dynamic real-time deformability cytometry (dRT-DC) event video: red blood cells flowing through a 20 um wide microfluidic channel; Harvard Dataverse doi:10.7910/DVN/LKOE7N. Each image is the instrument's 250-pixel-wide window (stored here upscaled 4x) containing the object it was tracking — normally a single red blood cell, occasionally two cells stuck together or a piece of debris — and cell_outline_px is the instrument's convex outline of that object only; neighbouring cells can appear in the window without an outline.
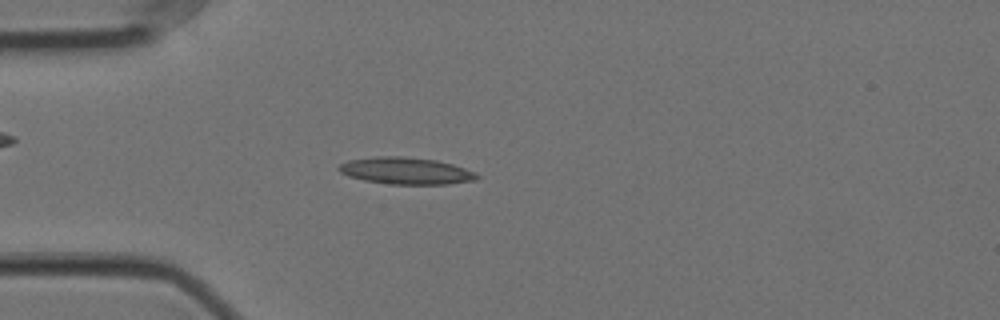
{"species": "Egyptian fruit bat (a non-hibernating species)", "species_latin": "Rousettus aegyptiacus", "temperature_condition": "cold", "stored_images_in_passage": 57, "camera_frame_rate_fps": 3000, "um_per_image_px": 0.085, "animal": {"sex": "female"}, "frame": {"image": 1, "passage_image": 15, "time_ms": 4.667, "image_size_px": [1000, 320], "cell_outline_px": [[480, 176], [476, 180], [448, 184], [388, 184], [364, 180], [348, 176], [340, 172], [336, 168], [340, 164], [348, 160], [376, 156], [404, 156], [436, 160], [452, 164], [476, 172]], "centroid_in_image_um": [34.49, 14.52], "position_along_channel_um": 50.5, "area_um2": 21.73}}
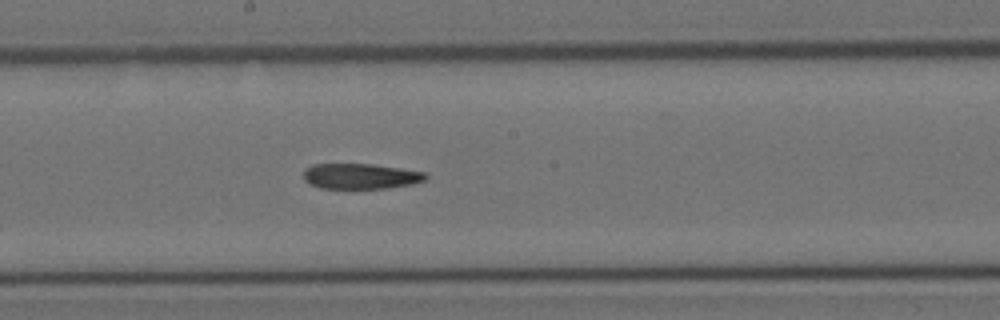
{"frame": {"image": 2, "passage_image": 30, "time_ms": 9.667, "image_size_px": [1000, 320], "cell_outline_px": [[428, 176], [424, 180], [412, 184], [388, 188], [320, 188], [308, 184], [304, 180], [304, 168], [312, 164], [372, 164], [400, 168], [424, 172]], "centroid_in_image_um": [30.6, 14.97], "position_along_channel_um": 217.6, "area_um2": 18.15}}
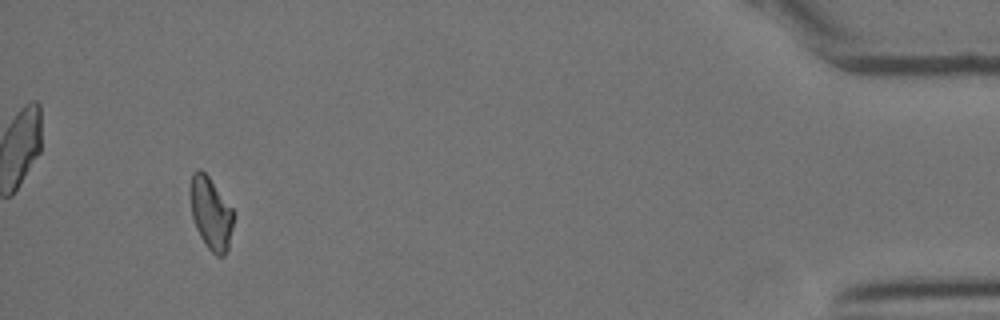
{"frame": {"image": 3, "passage_image": 53, "time_ms": 17.333, "image_size_px": [1000, 320], "cell_outline_px": [[232, 228], [228, 248], [224, 256], [216, 256], [208, 248], [200, 236], [196, 228], [192, 216], [188, 188], [192, 172], [200, 168], [208, 176], [232, 208]], "centroid_in_image_um": [17.88, 18.1], "position_along_channel_um": 417.3, "area_um2": 18.21}}